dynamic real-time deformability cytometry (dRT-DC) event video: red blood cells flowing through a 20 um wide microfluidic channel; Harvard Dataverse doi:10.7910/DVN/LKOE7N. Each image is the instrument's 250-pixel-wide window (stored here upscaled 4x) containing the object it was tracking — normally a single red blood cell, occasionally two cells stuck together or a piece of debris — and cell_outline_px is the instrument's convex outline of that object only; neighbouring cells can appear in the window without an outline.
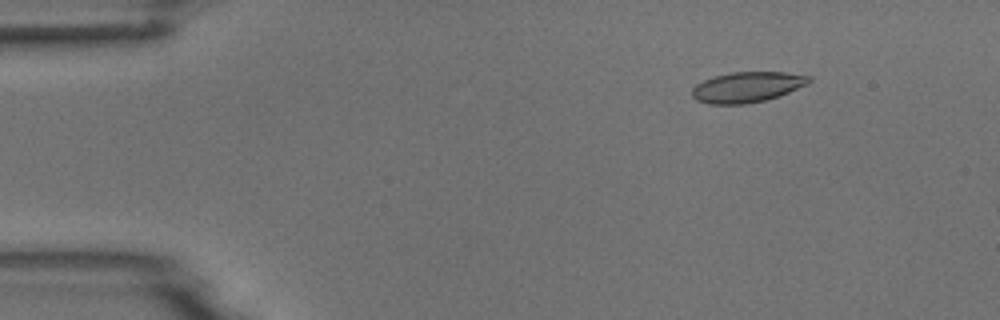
{"species": "common noctule bat (a hibernating species)", "species_latin": "Nyctalus noctula", "temperature_condition": "room temperature", "stored_images_in_passage": 3, "camera_frame_rate_fps": 3000, "um_per_image_px": 0.085, "animal": {"sex": "male", "body_mass_g": 18.8}, "frame": {"image": 1, "passage_image": 2, "time_ms": 1.333, "image_size_px": [1000, 320], "cell_outline_px": [[812, 80], [808, 84], [780, 96], [764, 100], [744, 104], [708, 104], [696, 100], [692, 96], [692, 88], [696, 84], [704, 80], [716, 76], [732, 72], [784, 72], [812, 76]], "centroid_in_image_um": [63.53, 7.4], "position_along_channel_um": 21.5, "area_um2": 20.81}}